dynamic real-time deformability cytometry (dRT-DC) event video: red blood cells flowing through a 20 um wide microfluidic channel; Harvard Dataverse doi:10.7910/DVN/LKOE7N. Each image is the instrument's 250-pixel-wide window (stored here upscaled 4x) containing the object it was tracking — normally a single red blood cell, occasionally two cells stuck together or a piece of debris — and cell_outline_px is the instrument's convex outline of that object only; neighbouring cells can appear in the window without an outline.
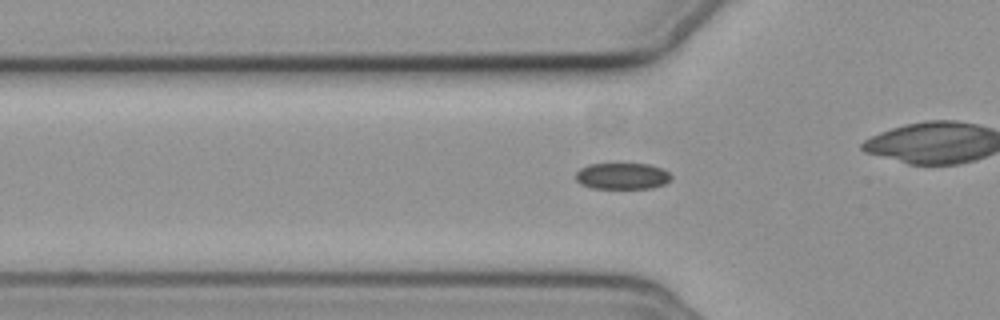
{"species": "common noctule bat (a hibernating species)", "species_latin": "Nyctalus noctula", "temperature_condition": "cold", "stored_images_in_passage": 32, "camera_frame_rate_fps": 3000, "um_per_image_px": 0.085, "animal": {"sex": "female", "body_mass_g": 19.3, "forearm_length_mm": 54.1}, "frame": {"image": 1, "passage_image": 5, "time_ms": 1.333, "image_size_px": [1000, 320], "cell_outline_px": [[672, 176], [664, 184], [652, 188], [592, 188], [580, 184], [576, 180], [576, 172], [580, 168], [588, 164], [648, 164], [664, 168]], "centroid_in_image_um": [52.88, 14.96], "position_along_channel_um": 72.9, "area_um2": 14.68}}
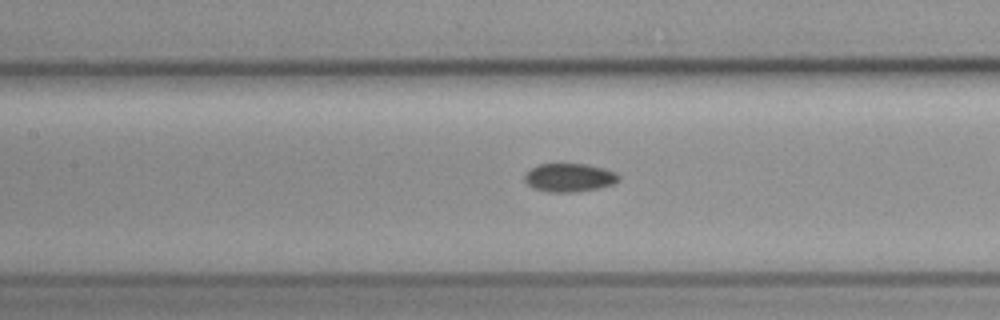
{"frame": {"image": 2, "passage_image": 12, "time_ms": 3.667, "image_size_px": [1000, 320], "cell_outline_px": [[620, 180], [612, 184], [600, 188], [572, 192], [548, 192], [532, 188], [524, 180], [524, 172], [528, 168], [540, 164], [588, 164], [604, 168], [616, 172], [620, 176]], "centroid_in_image_um": [48.37, 15.09], "position_along_channel_um": 159.0, "area_um2": 15.84}}
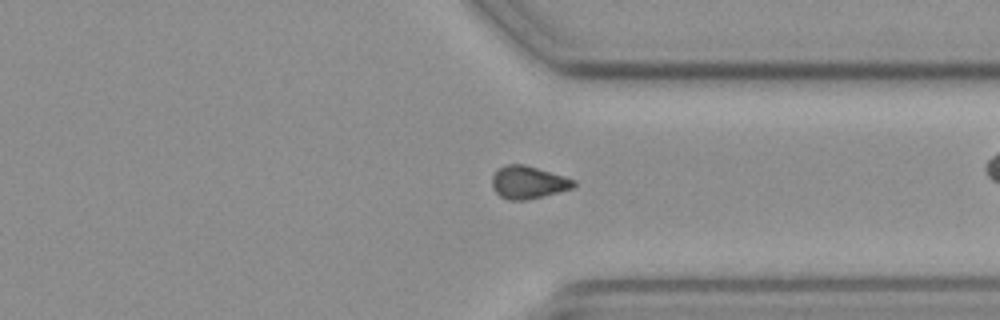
{"frame": {"image": 3, "passage_image": 29, "time_ms": 9.333, "image_size_px": [1000, 320], "cell_outline_px": [[576, 184], [572, 188], [528, 200], [508, 200], [500, 196], [492, 188], [492, 176], [496, 168], [504, 164], [524, 164], [564, 176], [576, 180]], "centroid_in_image_um": [44.85, 15.49], "position_along_channel_um": 366.5, "area_um2": 15.66}}